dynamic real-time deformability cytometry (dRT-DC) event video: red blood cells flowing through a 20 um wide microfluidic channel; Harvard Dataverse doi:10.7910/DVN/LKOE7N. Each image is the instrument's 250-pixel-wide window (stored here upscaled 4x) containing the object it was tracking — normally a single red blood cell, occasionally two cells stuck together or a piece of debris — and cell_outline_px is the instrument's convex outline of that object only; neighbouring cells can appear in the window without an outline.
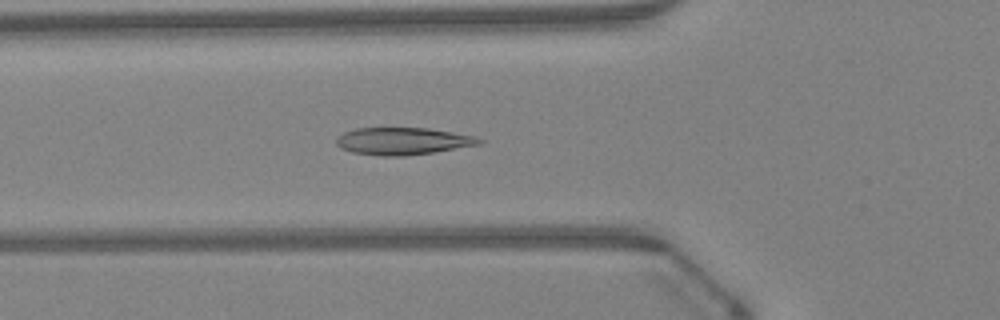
{"species": "Egyptian fruit bat (a non-hibernating species)", "species_latin": "Rousettus aegyptiacus", "temperature_condition": "warm", "stored_images_in_passage": 47, "camera_frame_rate_fps": 3000, "um_per_image_px": 0.085, "animal": {"sex": "female"}, "frame": {"image": 1, "passage_image": 17, "time_ms": 5.333, "image_size_px": [1000, 320], "cell_outline_px": [[484, 140], [480, 144], [432, 152], [404, 156], [380, 156], [352, 152], [340, 148], [336, 144], [336, 140], [344, 132], [356, 128], [428, 128], [476, 136]], "centroid_in_image_um": [34.23, 11.99], "position_along_channel_um": 91.6, "area_um2": 22.54}}
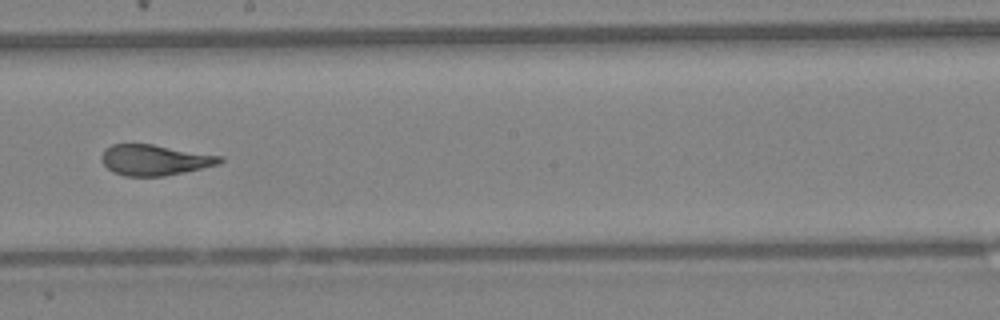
{"frame": {"image": 2, "passage_image": 27, "time_ms": 8.667, "image_size_px": [1000, 320], "cell_outline_px": [[224, 160], [220, 164], [184, 172], [164, 176], [124, 176], [112, 172], [100, 160], [100, 156], [104, 148], [112, 144], [152, 144], [224, 156]], "centroid_in_image_um": [13.14, 13.59], "position_along_channel_um": 235.1, "area_um2": 21.39}}
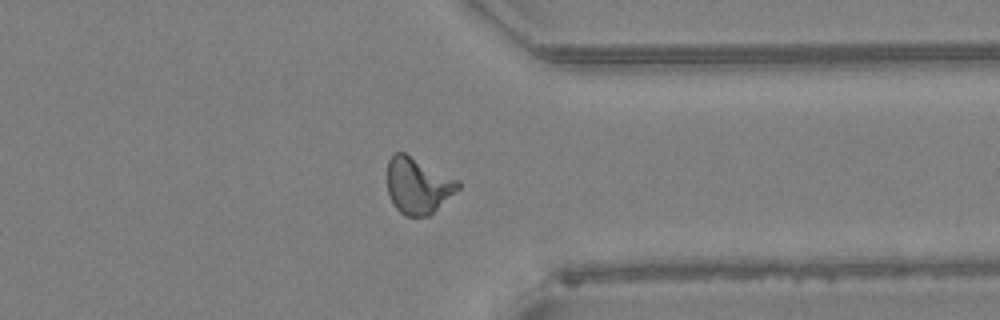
{"frame": {"image": 3, "passage_image": 37, "time_ms": 12.0, "image_size_px": [1000, 320], "cell_outline_px": [[460, 188], [428, 216], [404, 216], [396, 208], [388, 192], [388, 160], [392, 152], [404, 152], [460, 180]], "centroid_in_image_um": [35.52, 15.75], "position_along_channel_um": 375.9, "area_um2": 23.12}, "authors_computed_cell_mechanics": {"area_um2": 22.253, "velocity_mm_per_s": 4.3229, "shape_relaxation_time_tau1_ms": 6.3654, "shape_relaxation_time_tau2_ms": 0.879, "deformation_change_tau1": 0.2155, "deformation_change_tau2": 0.0678}}